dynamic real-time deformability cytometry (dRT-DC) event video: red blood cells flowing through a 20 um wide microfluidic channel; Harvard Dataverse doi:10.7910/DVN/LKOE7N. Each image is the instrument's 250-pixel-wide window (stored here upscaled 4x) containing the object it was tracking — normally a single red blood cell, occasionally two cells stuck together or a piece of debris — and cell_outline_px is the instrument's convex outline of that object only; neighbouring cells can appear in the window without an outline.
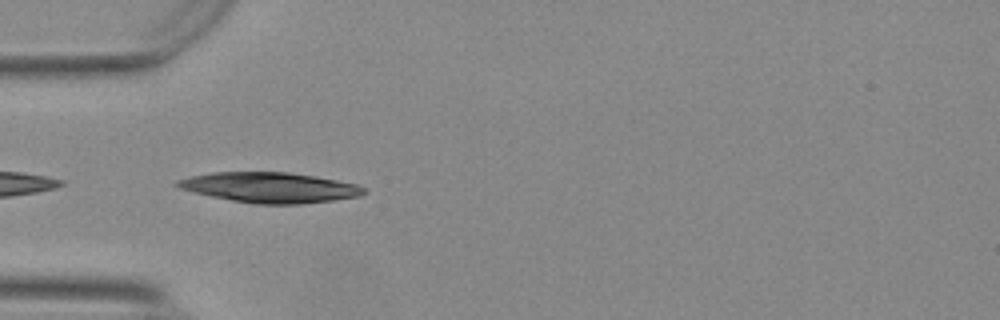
{"species": "Egyptian fruit bat (a non-hibernating species)", "species_latin": "Rousettus aegyptiacus", "temperature_condition": "warm", "stored_images_in_passage": 9, "camera_frame_rate_fps": 3000, "um_per_image_px": 0.085, "animal": {"sex": "female"}, "frame": {"image": 1, "passage_image": 1, "time_ms": 0.0, "image_size_px": [1000, 320], "cell_outline_px": [[368, 192], [360, 196], [332, 200], [300, 204], [256, 204], [232, 200], [192, 192], [180, 188], [172, 184], [176, 180], [192, 176], [212, 172], [288, 172], [316, 176], [356, 184], [364, 188]], "centroid_in_image_um": [22.93, 15.93], "position_along_channel_um": 62.1, "area_um2": 32.83}}